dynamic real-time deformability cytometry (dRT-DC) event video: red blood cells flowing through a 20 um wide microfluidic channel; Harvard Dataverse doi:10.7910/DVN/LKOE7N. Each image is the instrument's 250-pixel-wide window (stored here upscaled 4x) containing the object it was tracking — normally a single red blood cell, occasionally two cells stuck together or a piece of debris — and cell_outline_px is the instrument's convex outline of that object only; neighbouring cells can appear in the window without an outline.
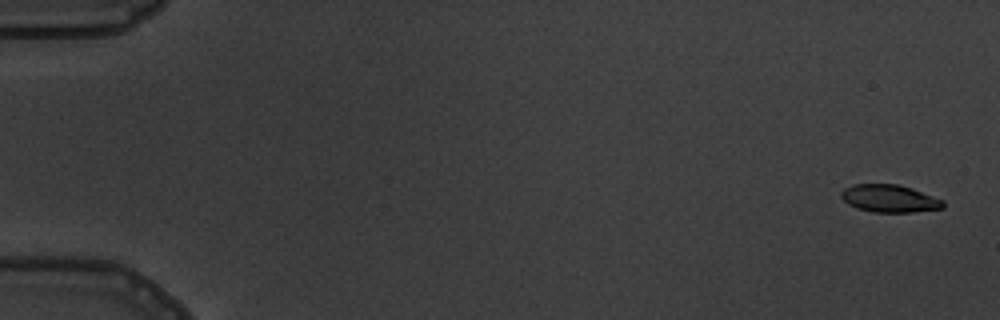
{"species": "common noctule bat (a hibernating species)", "species_latin": "Nyctalus noctula", "temperature_condition": "warm", "stored_images_in_passage": 9, "camera_frame_rate_fps": 3000, "um_per_image_px": 0.085, "animal": {"sex": "male", "body_mass_g": 19.5, "forearm_length_mm": 54.6}, "frame": {"image": 1, "passage_image": 1, "time_ms": 0.0, "image_size_px": [1000, 320], "cell_outline_px": [[944, 208], [912, 212], [872, 212], [856, 208], [848, 204], [840, 196], [840, 192], [844, 188], [852, 184], [896, 184], [912, 188], [944, 200]], "centroid_in_image_um": [75.59, 16.87], "position_along_channel_um": 9.4, "area_um2": 16.47}}
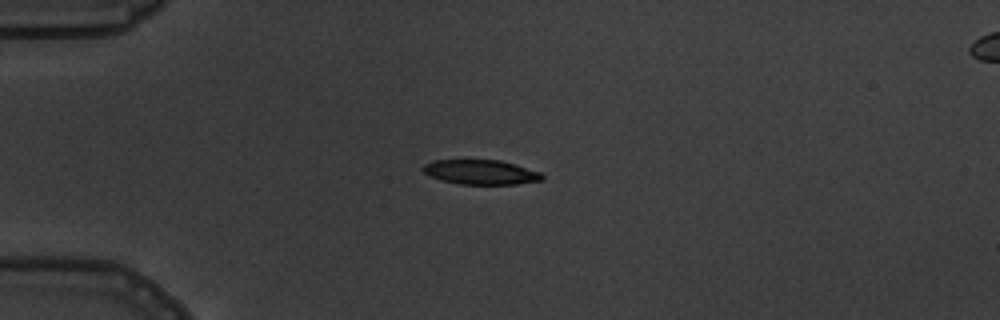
{"frame": {"image": 2, "passage_image": 4, "time_ms": 4.333, "image_size_px": [1000, 320], "cell_outline_px": [[544, 180], [516, 184], [460, 184], [440, 180], [428, 176], [420, 168], [424, 164], [432, 160], [500, 160], [540, 172], [544, 176]], "centroid_in_image_um": [40.82, 14.63], "position_along_channel_um": 44.2, "area_um2": 17.17}}